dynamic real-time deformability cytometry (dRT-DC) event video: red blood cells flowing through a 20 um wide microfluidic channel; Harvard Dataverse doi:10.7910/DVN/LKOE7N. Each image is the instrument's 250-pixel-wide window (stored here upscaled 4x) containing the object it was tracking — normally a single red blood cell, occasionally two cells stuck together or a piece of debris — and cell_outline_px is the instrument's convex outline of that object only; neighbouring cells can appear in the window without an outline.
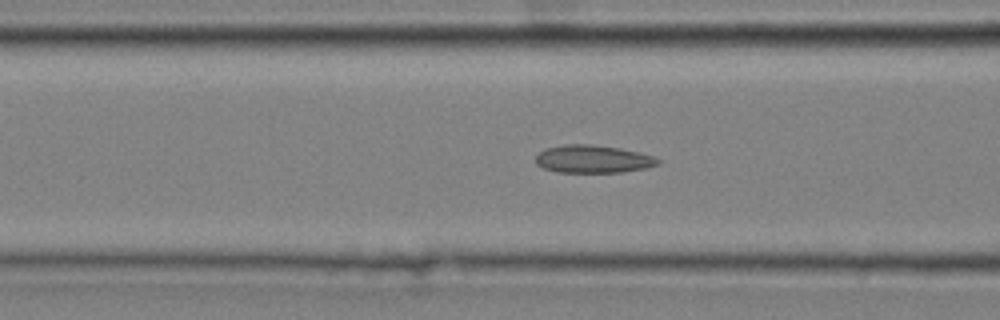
{"species": "common noctule bat (a hibernating species)", "species_latin": "Nyctalus noctula", "temperature_condition": "cold", "stored_images_in_passage": 50, "camera_frame_rate_fps": 3000, "um_per_image_px": 0.085, "animal": {"sex": "male", "body_mass_g": 20.4}, "frame": {"image": 1, "passage_image": 20, "time_ms": 6.333, "image_size_px": [1000, 320], "cell_outline_px": [[660, 164], [648, 168], [620, 172], [556, 172], [544, 168], [536, 164], [536, 156], [544, 148], [564, 144], [592, 144], [620, 148], [652, 156], [660, 160]], "centroid_in_image_um": [50.39, 13.52], "position_along_channel_um": 116.2, "area_um2": 19.83}}
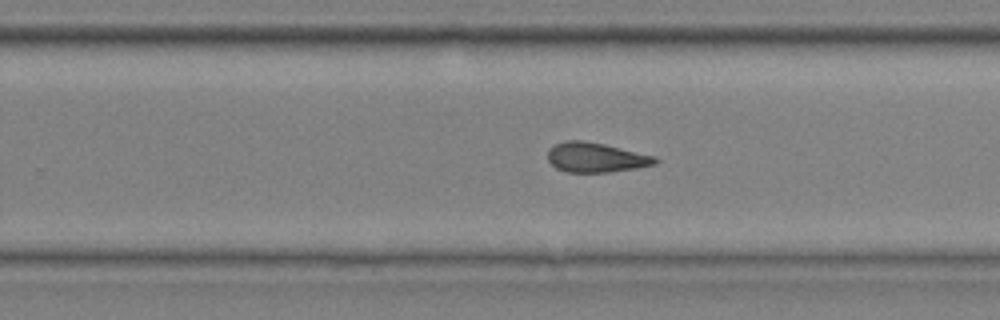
{"frame": {"image": 2, "passage_image": 33, "time_ms": 10.667, "image_size_px": [1000, 320], "cell_outline_px": [[660, 160], [656, 164], [636, 168], [608, 172], [568, 172], [556, 168], [548, 160], [548, 148], [556, 144], [568, 140], [584, 140], [604, 144], [656, 156]], "centroid_in_image_um": [50.66, 13.38], "position_along_channel_um": 279.1, "area_um2": 18.61}}
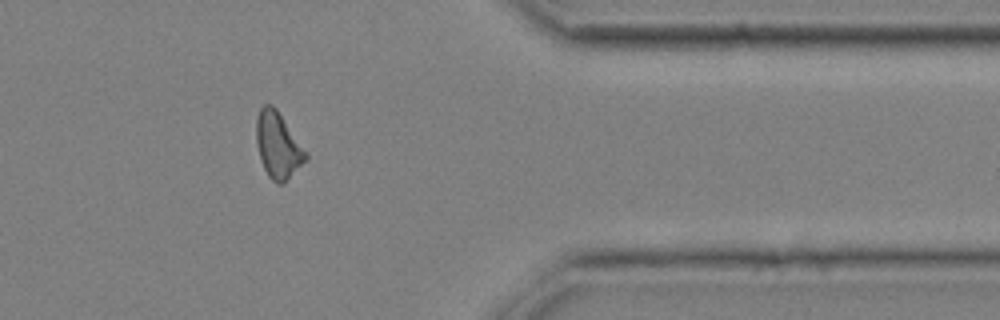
{"frame": {"image": 3, "passage_image": 43, "time_ms": 14.0, "image_size_px": [1000, 320], "cell_outline_px": [[308, 160], [284, 184], [276, 184], [268, 176], [260, 160], [256, 144], [256, 120], [260, 108], [264, 104], [272, 104], [276, 108], [308, 156]], "centroid_in_image_um": [23.61, 12.39], "position_along_channel_um": 387.8, "area_um2": 19.02}, "authors_computed_cell_mechanics": {"area_um2": 18.9873, "velocity_mm_per_s": 3.7666, "shape_relaxation_time_tau1_ms": null, "shape_relaxation_time_tau2_ms": 2.7715, "deformation_change_tau1": null, "deformation_change_tau2": 0.0837}}